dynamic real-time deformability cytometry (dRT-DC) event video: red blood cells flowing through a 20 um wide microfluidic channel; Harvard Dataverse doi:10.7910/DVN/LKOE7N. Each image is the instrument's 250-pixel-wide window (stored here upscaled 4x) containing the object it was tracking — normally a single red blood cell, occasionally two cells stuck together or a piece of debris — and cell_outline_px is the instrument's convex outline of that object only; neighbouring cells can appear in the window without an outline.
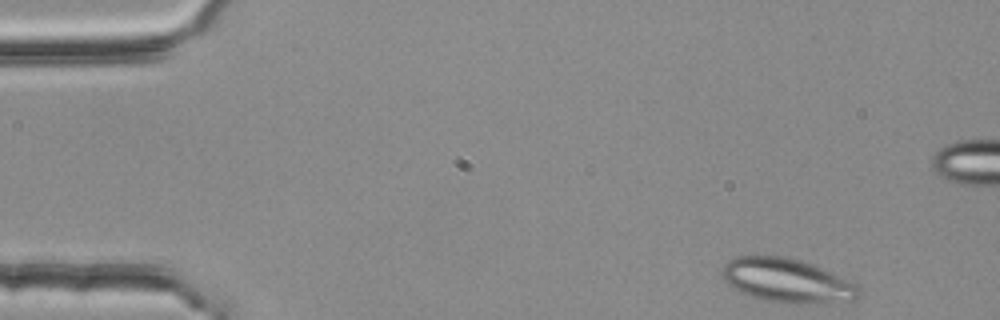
{"species": "common noctule bat (a hibernating species)", "species_latin": "Nyctalus noctula", "temperature_condition": "room temperature", "stored_images_in_passage": 48, "segment_of_instrument_passage": [1, 2], "camera_frame_rate_fps": 3000, "um_per_image_px": 0.085, "animal": {"sex": "female", "body_mass_g": 25.1}, "frame": {"image": 1, "passage_image": 1, "time_ms": 0.0, "image_size_px": [1000, 320], "cell_outline_px": [[860, 296], [852, 300], [800, 304], [796, 304], [764, 300], [740, 292], [728, 284], [720, 276], [720, 272], [724, 264], [728, 260], [736, 256], [784, 256], [800, 260], [812, 264], [856, 284], [860, 288]], "centroid_in_image_um": [66.84, 23.84], "position_along_channel_um": 18.2, "area_um2": 34.85}}